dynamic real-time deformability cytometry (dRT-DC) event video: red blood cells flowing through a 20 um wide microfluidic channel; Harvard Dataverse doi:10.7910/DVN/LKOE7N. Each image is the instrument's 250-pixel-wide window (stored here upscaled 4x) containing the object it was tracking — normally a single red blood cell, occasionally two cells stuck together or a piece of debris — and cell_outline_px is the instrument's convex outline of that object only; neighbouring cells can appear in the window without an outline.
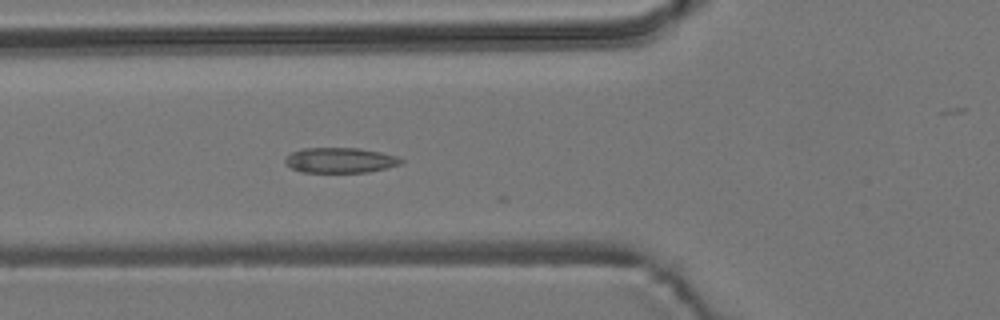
{"species": "common noctule bat (a hibernating species)", "species_latin": "Nyctalus noctula", "temperature_condition": "room temperature", "stored_images_in_passage": 11, "camera_frame_rate_fps": 3000, "um_per_image_px": 0.085, "animal": {"sex": "male", "body_mass_g": 19.2, "forearm_length_mm": 51.8}, "frame": {"image": 1, "passage_image": 8, "time_ms": 2.333, "image_size_px": [1000, 320], "cell_outline_px": [[404, 160], [400, 164], [388, 168], [368, 172], [300, 172], [292, 168], [284, 160], [292, 152], [304, 148], [360, 148], [380, 152], [396, 156]], "centroid_in_image_um": [28.94, 13.62], "position_along_channel_um": 96.9, "area_um2": 16.94}}